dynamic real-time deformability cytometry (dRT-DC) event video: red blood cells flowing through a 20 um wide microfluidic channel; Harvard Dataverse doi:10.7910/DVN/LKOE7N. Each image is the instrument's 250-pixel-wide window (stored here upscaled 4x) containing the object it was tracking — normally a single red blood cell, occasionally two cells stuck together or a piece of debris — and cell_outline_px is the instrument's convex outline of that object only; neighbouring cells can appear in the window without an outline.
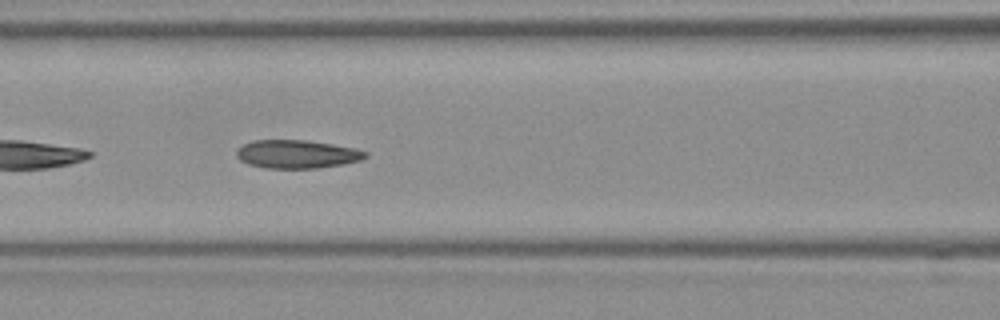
{"species": "Egyptian fruit bat (a non-hibernating species)", "species_latin": "Rousettus aegyptiacus", "temperature_condition": "room temperature", "stored_images_in_passage": 25, "camera_frame_rate_fps": 3000, "um_per_image_px": 0.085, "frame": {"image": 1, "passage_image": 8, "time_ms": 2.333, "image_size_px": [1000, 320], "cell_outline_px": [[368, 156], [360, 160], [344, 164], [316, 168], [268, 168], [248, 164], [240, 160], [236, 156], [236, 148], [252, 140], [308, 140], [356, 148], [368, 152]], "centroid_in_image_um": [25.24, 13.09], "position_along_channel_um": 141.4, "area_um2": 21.39}}
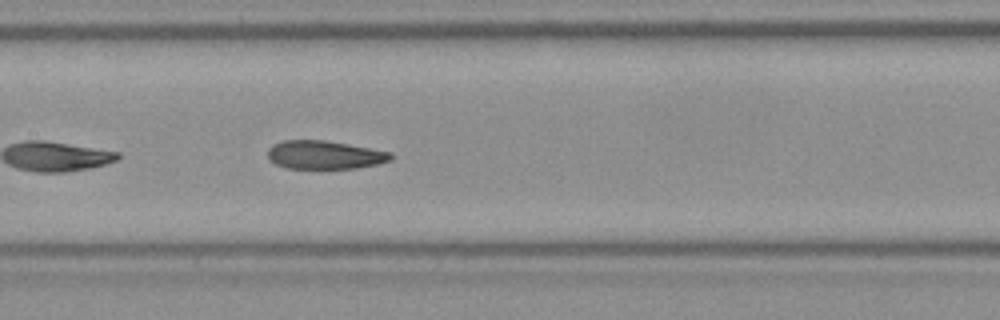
{"frame": {"image": 2, "passage_image": 11, "time_ms": 3.333, "image_size_px": [1000, 320], "cell_outline_px": [[392, 160], [376, 164], [356, 168], [288, 168], [276, 164], [268, 160], [268, 148], [272, 144], [284, 140], [324, 140], [348, 144], [392, 152]], "centroid_in_image_um": [27.57, 13.16], "position_along_channel_um": 179.8, "area_um2": 20.35}}
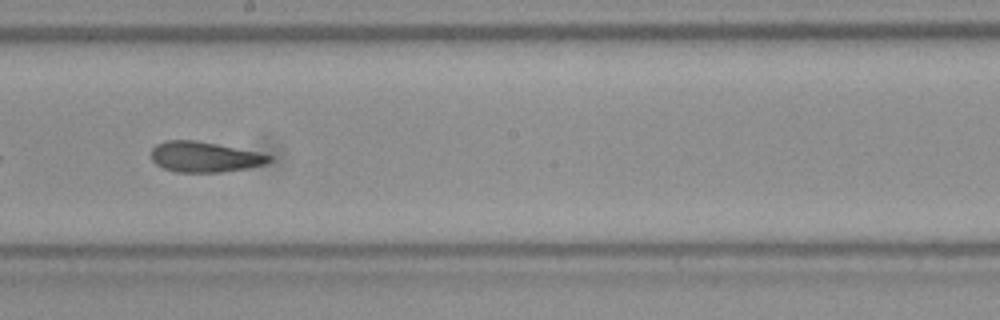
{"frame": {"image": 3, "passage_image": 15, "time_ms": 4.667, "image_size_px": [1000, 320], "cell_outline_px": [[272, 160], [264, 164], [248, 168], [220, 172], [176, 172], [164, 168], [156, 164], [152, 160], [152, 148], [156, 144], [164, 140], [196, 140], [256, 152], [272, 156]], "centroid_in_image_um": [17.35, 13.33], "position_along_channel_um": 230.8, "area_um2": 20.75}}